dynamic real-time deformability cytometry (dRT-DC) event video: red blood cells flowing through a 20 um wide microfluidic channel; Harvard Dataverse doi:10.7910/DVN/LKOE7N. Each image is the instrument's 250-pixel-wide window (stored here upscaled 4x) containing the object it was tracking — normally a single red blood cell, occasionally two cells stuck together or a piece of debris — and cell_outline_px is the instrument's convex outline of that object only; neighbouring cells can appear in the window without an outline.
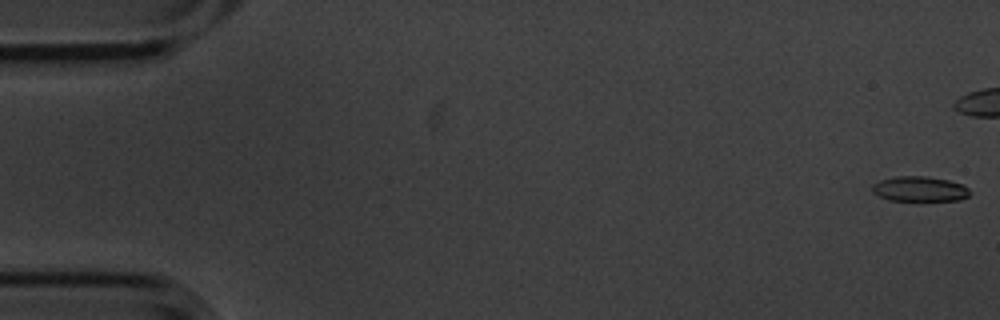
{"species": "common noctule bat (a hibernating species)", "species_latin": "Nyctalus noctula", "temperature_condition": "cold", "stored_images_in_passage": 13, "camera_frame_rate_fps": 3000, "um_per_image_px": 0.085, "animal": {"sex": "male", "body_mass_g": 20.1, "forearm_length_mm": 53.5}, "frame": {"image": 1, "passage_image": 1, "time_ms": 0.0, "image_size_px": [1000, 320], "cell_outline_px": [[972, 192], [968, 196], [960, 200], [888, 200], [872, 192], [872, 184], [880, 180], [896, 176], [924, 176], [948, 180], [964, 184]], "centroid_in_image_um": [78.19, 16.05], "position_along_channel_um": 6.8, "area_um2": 14.28}}